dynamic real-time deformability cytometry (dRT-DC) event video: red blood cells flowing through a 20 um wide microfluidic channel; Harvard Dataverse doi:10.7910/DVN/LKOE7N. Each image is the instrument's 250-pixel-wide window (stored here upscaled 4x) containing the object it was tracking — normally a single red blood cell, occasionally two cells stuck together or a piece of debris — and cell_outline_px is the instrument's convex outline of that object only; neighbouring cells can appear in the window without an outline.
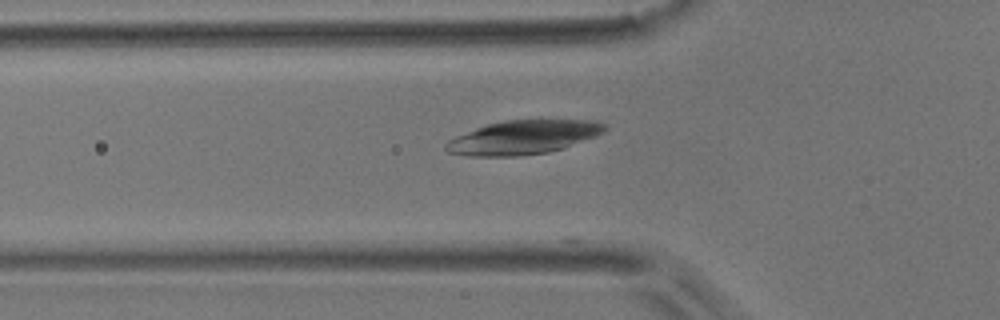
{"species": "common noctule bat (a hibernating species)", "species_latin": "Nyctalus noctula", "temperature_condition": "room temperature", "stored_images_in_passage": 29, "camera_frame_rate_fps": 3000, "um_per_image_px": 0.085, "animal": {"sex": "male", "body_mass_g": 17.9}, "frame": {"image": 1, "passage_image": 21, "time_ms": 6.667, "image_size_px": [1000, 320], "cell_outline_px": [[608, 128], [604, 132], [596, 136], [564, 148], [548, 152], [516, 156], [468, 156], [448, 152], [444, 148], [444, 144], [448, 140], [456, 136], [476, 128], [488, 124], [504, 120], [596, 120], [608, 124]], "centroid_in_image_um": [44.5, 11.67], "position_along_channel_um": 81.3, "area_um2": 31.44}}
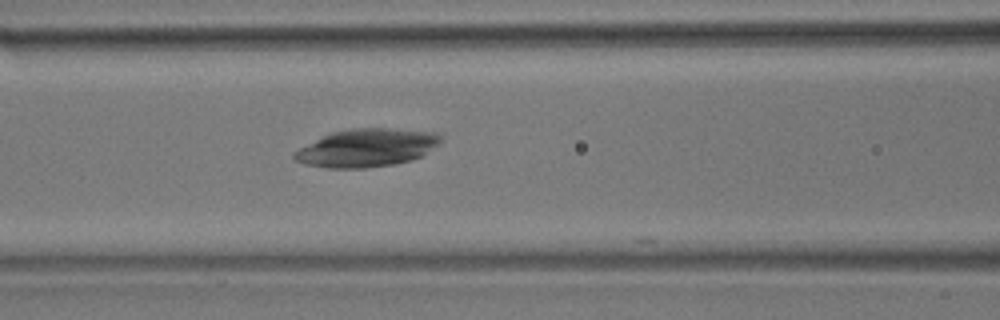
{"frame": {"image": 2, "passage_image": 26, "time_ms": 8.333, "image_size_px": [1000, 320], "cell_outline_px": [[444, 140], [440, 144], [420, 156], [412, 160], [392, 164], [364, 168], [328, 168], [304, 164], [296, 160], [292, 156], [292, 152], [332, 132], [352, 128], [388, 128], [436, 132]], "centroid_in_image_um": [31.19, 12.56], "position_along_channel_um": 135.4, "area_um2": 32.25}}